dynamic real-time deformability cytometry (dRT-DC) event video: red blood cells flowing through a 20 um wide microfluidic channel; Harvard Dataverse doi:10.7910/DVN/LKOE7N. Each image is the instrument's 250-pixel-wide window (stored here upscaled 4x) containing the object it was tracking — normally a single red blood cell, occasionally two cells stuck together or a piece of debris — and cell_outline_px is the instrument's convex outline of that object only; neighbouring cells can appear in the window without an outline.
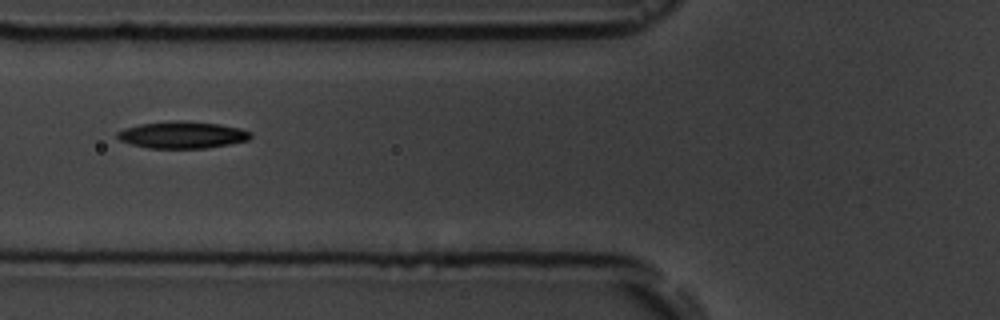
{"species": "common noctule bat (a hibernating species)", "species_latin": "Nyctalus noctula", "temperature_condition": "room temperature", "stored_images_in_passage": 13, "camera_frame_rate_fps": 3000, "um_per_image_px": 0.085, "animal": {"sex": "male", "body_mass_g": 19.5, "forearm_length_mm": 54.6}, "frame": {"image": 1, "passage_image": 4, "time_ms": 3.667, "image_size_px": [1000, 320], "cell_outline_px": [[252, 136], [248, 140], [228, 144], [204, 148], [148, 148], [132, 144], [120, 140], [116, 136], [116, 132], [124, 128], [140, 124], [220, 124], [240, 128], [252, 132]], "centroid_in_image_um": [15.51, 11.52], "position_along_channel_um": 110.3, "area_um2": 19.65}}
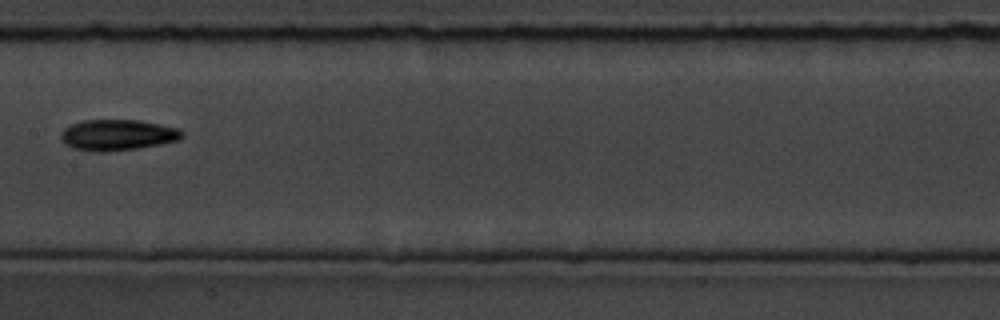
{"frame": {"image": 2, "passage_image": 6, "time_ms": 6.0, "image_size_px": [1000, 320], "cell_outline_px": [[184, 136], [180, 140], [140, 148], [104, 152], [96, 152], [72, 148], [64, 144], [60, 140], [60, 132], [64, 128], [72, 124], [84, 120], [140, 120], [180, 128], [184, 132]], "centroid_in_image_um": [10.0, 11.48], "position_along_channel_um": 197.4, "area_um2": 22.2}}
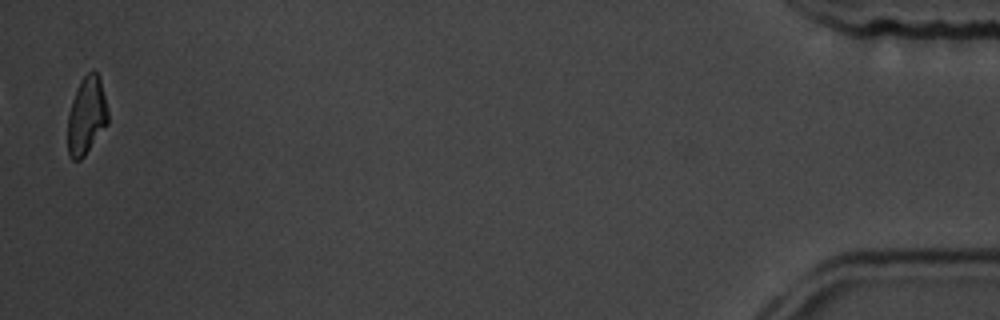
{"frame": {"image": 3, "passage_image": 13, "time_ms": 14.667, "image_size_px": [1000, 320], "cell_outline_px": [[108, 124], [84, 156], [80, 160], [72, 160], [68, 156], [68, 112], [72, 100], [80, 80], [92, 68], [96, 72], [100, 80], [108, 112]], "centroid_in_image_um": [7.34, 9.85], "position_along_channel_um": 427.9, "area_um2": 18.21}}